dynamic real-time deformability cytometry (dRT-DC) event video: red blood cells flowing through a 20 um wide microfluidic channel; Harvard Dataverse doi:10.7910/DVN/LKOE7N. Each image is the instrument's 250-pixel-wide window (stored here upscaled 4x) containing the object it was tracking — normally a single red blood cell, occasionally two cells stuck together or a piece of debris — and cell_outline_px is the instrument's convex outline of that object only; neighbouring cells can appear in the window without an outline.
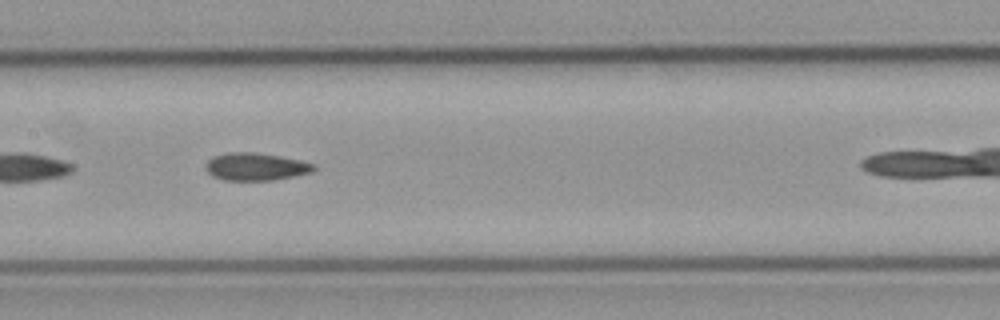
{"species": "common noctule bat (a hibernating species)", "species_latin": "Nyctalus noctula", "temperature_condition": "cold", "stored_images_in_passage": 16, "camera_frame_rate_fps": 3000, "um_per_image_px": 0.085, "animal": {"sex": "male", "body_mass_g": 23.1, "forearm_length_mm": 52.7}, "frame": {"image": 1, "passage_image": 14, "time_ms": 4.333, "image_size_px": [1000, 320], "cell_outline_px": [[316, 168], [312, 172], [272, 180], [224, 180], [212, 176], [204, 168], [208, 160], [212, 156], [228, 152], [252, 152], [300, 160], [312, 164]], "centroid_in_image_um": [21.67, 14.17], "position_along_channel_um": 185.7, "area_um2": 17.17}}